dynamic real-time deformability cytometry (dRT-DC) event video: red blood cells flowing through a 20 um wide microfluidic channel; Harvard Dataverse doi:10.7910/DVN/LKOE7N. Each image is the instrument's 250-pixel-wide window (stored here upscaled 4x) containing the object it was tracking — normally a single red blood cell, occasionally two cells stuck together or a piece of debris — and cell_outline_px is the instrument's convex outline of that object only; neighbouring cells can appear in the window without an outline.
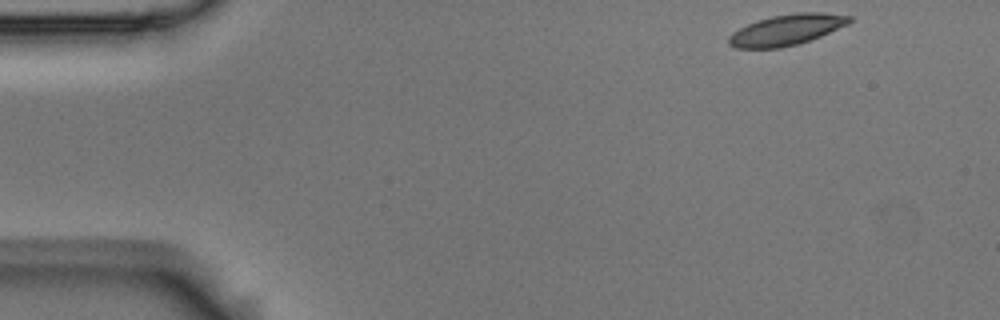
{"species": "Egyptian fruit bat (a non-hibernating species)", "species_latin": "Rousettus aegyptiacus", "temperature_condition": "room temperature", "stored_images_in_passage": 51, "camera_frame_rate_fps": 3000, "um_per_image_px": 0.085, "animal": {"sex": "male"}, "frame": {"image": 1, "passage_image": 1, "time_ms": 0.0, "image_size_px": [1000, 320], "cell_outline_px": [[852, 20], [848, 24], [820, 36], [796, 44], [780, 48], [736, 48], [728, 44], [728, 36], [732, 32], [748, 24], [772, 16], [796, 12], [820, 12], [852, 16]], "centroid_in_image_um": [66.85, 2.53], "position_along_channel_um": 18.2, "area_um2": 21.44}}
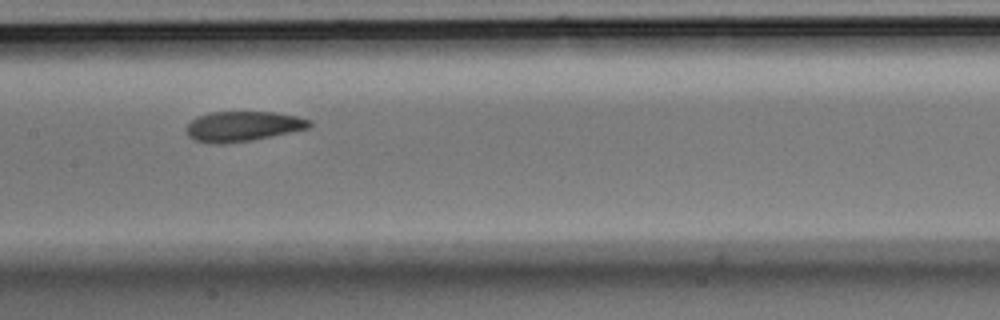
{"frame": {"image": 2, "passage_image": 23, "time_ms": 7.333, "image_size_px": [1000, 320], "cell_outline_px": [[312, 124], [308, 128], [252, 140], [224, 144], [208, 144], [196, 140], [188, 136], [188, 124], [196, 116], [212, 112], [272, 112], [296, 116], [312, 120]], "centroid_in_image_um": [20.63, 10.74], "position_along_channel_um": 186.8, "area_um2": 21.44}}
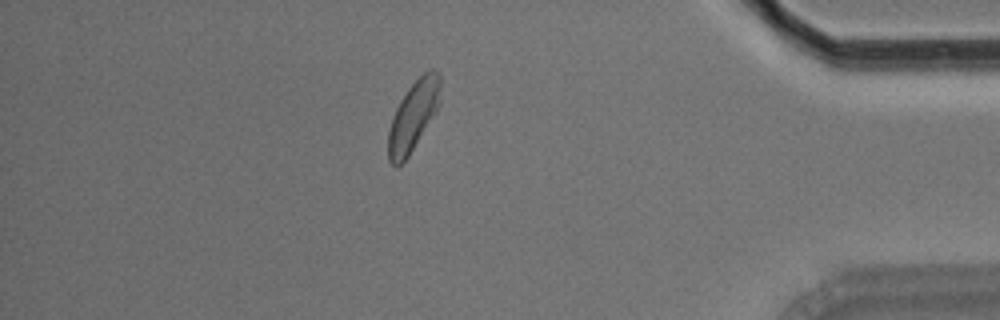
{"frame": {"image": 3, "passage_image": 44, "time_ms": 14.333, "image_size_px": [1000, 320], "cell_outline_px": [[440, 104], [436, 112], [408, 156], [396, 168], [388, 160], [388, 132], [392, 116], [400, 100], [408, 88], [428, 68], [436, 68], [440, 72]], "centroid_in_image_um": [35.14, 9.81], "position_along_channel_um": 400.1, "area_um2": 21.27}, "authors_computed_cell_mechanics": {"area_um2": 21.7906, "velocity_mm_per_s": 3.586, "shape_relaxation_time_tau1_ms": 4.1617, "shape_relaxation_time_tau2_ms": 2.2648, "deformation_change_tau1": 0.1304, "deformation_change_tau2": 0.0686}}